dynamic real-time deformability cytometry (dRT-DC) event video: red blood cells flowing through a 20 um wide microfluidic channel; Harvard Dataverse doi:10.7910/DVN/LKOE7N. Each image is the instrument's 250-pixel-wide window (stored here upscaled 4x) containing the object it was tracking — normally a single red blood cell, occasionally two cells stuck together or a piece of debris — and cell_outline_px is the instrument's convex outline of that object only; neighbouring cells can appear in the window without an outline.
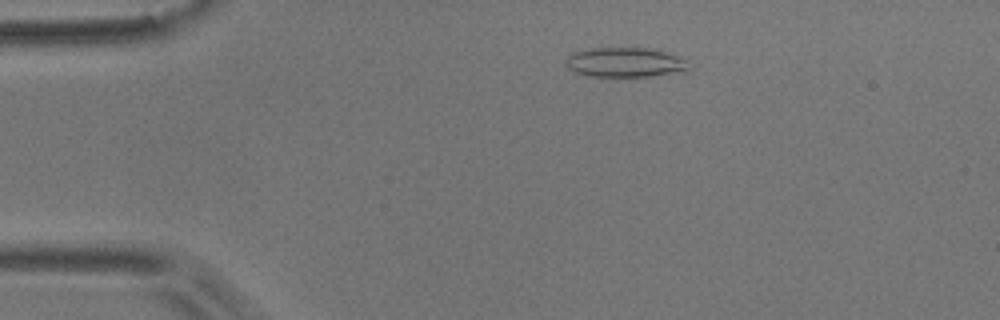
{"species": "common noctule bat (a hibernating species)", "species_latin": "Nyctalus noctula", "temperature_condition": "room temperature", "stored_images_in_passage": 49, "camera_frame_rate_fps": 3000, "um_per_image_px": 0.085, "animal": {"sex": "male", "body_mass_g": 17.9}, "frame": {"image": 1, "passage_image": 5, "time_ms": 1.333, "image_size_px": [1000, 320], "cell_outline_px": [[692, 68], [688, 72], [648, 76], [588, 76], [576, 72], [568, 68], [564, 64], [564, 60], [572, 52], [588, 48], [652, 48], [688, 60]], "centroid_in_image_um": [53.16, 5.3], "position_along_channel_um": 31.8, "area_um2": 21.62}}
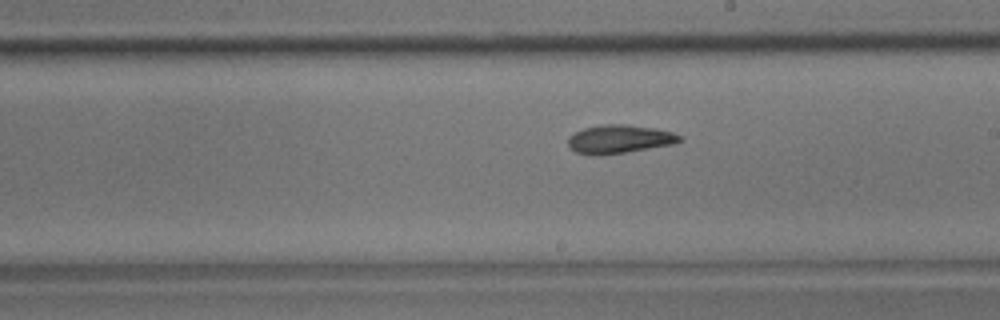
{"frame": {"image": 2, "passage_image": 25, "time_ms": 8.0, "image_size_px": [1000, 320], "cell_outline_px": [[680, 140], [676, 144], [600, 156], [592, 156], [576, 152], [568, 148], [568, 136], [584, 128], [600, 124], [624, 124], [656, 128], [672, 132], [680, 136]], "centroid_in_image_um": [52.6, 11.83], "position_along_channel_um": 236.4, "area_um2": 18.73}}
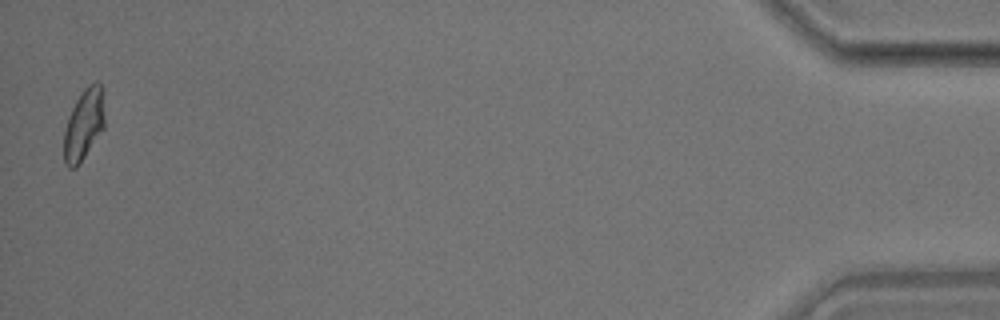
{"frame": {"image": 3, "passage_image": 48, "time_ms": 15.667, "image_size_px": [1000, 320], "cell_outline_px": [[104, 128], [76, 168], [68, 168], [64, 164], [64, 132], [68, 116], [76, 100], [84, 88], [88, 84], [96, 80], [100, 84], [104, 116]], "centroid_in_image_um": [7.1, 10.6], "position_along_channel_um": 428.1, "area_um2": 16.7}, "authors_computed_cell_mechanics": {"area_um2": 18.2648, "velocity_mm_per_s": 3.7135, "shape_relaxation_time_tau1_ms": null, "shape_relaxation_time_tau2_ms": 3.8629, "deformation_change_tau1": null, "deformation_change_tau2": 0.0978}}